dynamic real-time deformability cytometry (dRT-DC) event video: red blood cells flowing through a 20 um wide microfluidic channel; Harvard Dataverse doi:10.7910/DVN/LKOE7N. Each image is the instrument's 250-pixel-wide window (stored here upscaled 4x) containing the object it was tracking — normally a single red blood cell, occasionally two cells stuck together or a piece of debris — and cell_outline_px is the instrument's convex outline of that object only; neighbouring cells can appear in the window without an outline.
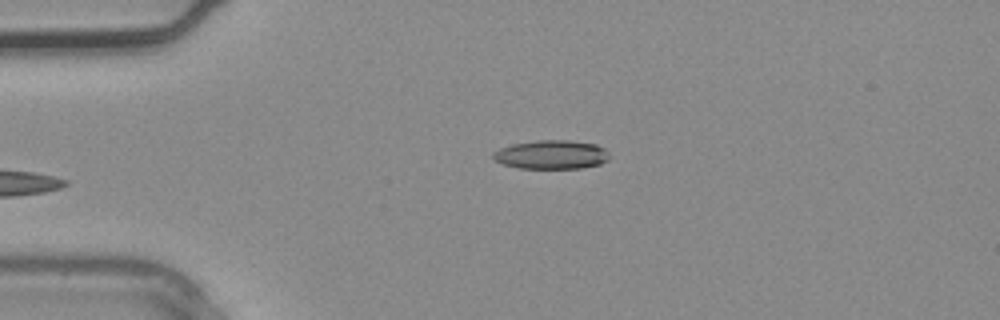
{"species": "common noctule bat (a hibernating species)", "species_latin": "Nyctalus noctula", "temperature_condition": "warm", "stored_images_in_passage": 2, "camera_frame_rate_fps": 3000, "um_per_image_px": 0.085, "animal": {"sex": "male", "body_mass_g": 20.4}, "frame": {"image": 1, "passage_image": 2, "time_ms": 0.333, "image_size_px": [1000, 320], "cell_outline_px": [[608, 160], [600, 164], [580, 168], [520, 168], [504, 164], [496, 160], [492, 156], [492, 152], [500, 148], [512, 144], [536, 140], [568, 140], [596, 144], [604, 148], [608, 152]], "centroid_in_image_um": [46.87, 13.13], "position_along_channel_um": 38.1, "area_um2": 19.48}}